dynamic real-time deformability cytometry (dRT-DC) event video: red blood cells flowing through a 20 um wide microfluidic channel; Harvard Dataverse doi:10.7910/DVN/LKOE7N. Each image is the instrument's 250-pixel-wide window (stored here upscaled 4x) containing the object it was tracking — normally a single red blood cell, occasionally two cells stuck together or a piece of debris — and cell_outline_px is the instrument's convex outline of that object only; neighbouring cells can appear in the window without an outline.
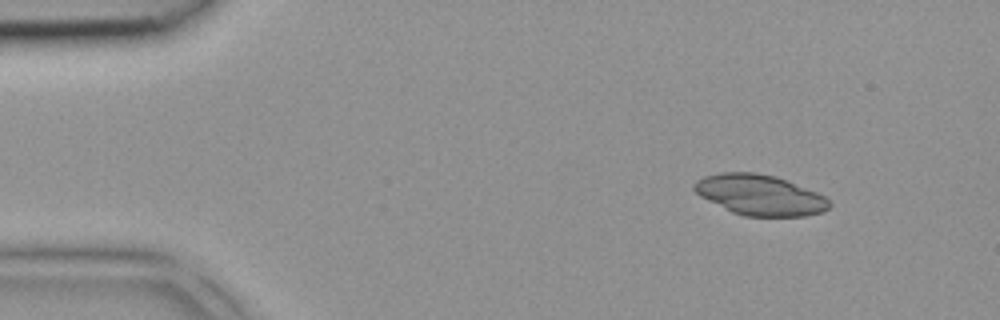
{"species": "common noctule bat (a hibernating species)", "species_latin": "Nyctalus noctula", "temperature_condition": "room temperature", "stored_images_in_passage": 8, "camera_frame_rate_fps": 3000, "um_per_image_px": 0.085, "animal": {"sex": "female", "body_mass_g": 18.4}, "frame": {"image": 1, "passage_image": 1, "time_ms": 0.0, "image_size_px": [1000, 320], "cell_outline_px": [[832, 204], [824, 212], [804, 216], [744, 216], [732, 212], [700, 196], [692, 188], [692, 184], [696, 180], [704, 176], [720, 172], [756, 172], [776, 176], [816, 192], [824, 196]], "centroid_in_image_um": [64.57, 16.56], "position_along_channel_um": 20.4, "area_um2": 31.91}}